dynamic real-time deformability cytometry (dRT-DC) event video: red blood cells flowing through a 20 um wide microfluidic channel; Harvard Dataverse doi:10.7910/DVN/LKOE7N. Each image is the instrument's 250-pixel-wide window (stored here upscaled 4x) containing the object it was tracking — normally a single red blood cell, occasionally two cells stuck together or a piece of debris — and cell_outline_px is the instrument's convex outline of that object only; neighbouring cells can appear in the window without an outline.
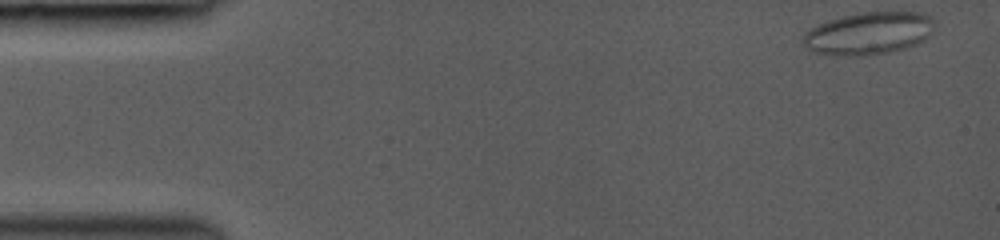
{"species": "common noctule bat (a hibernating species)", "species_latin": "Nyctalus noctula", "temperature_condition": "room temperature", "stored_images_in_passage": 10, "segment_of_instrument_passage": [1, 2], "camera_frame_rate_fps": 3000, "um_per_image_px": 0.085, "animal": {"sex": "female", "body_mass_g": 19.0, "forearm_length_mm": 53.3}, "frame": {"image": 1, "passage_image": 1, "time_ms": 0.0, "image_size_px": [1000, 240], "cell_outline_px": [[936, 24], [932, 32], [920, 44], [888, 52], [860, 56], [844, 56], [812, 52], [804, 48], [804, 32], [828, 20], [844, 16], [864, 12], [924, 12], [932, 16], [936, 20]], "centroid_in_image_um": [73.9, 2.83], "position_along_channel_um": 11.1, "area_um2": 32.83}}